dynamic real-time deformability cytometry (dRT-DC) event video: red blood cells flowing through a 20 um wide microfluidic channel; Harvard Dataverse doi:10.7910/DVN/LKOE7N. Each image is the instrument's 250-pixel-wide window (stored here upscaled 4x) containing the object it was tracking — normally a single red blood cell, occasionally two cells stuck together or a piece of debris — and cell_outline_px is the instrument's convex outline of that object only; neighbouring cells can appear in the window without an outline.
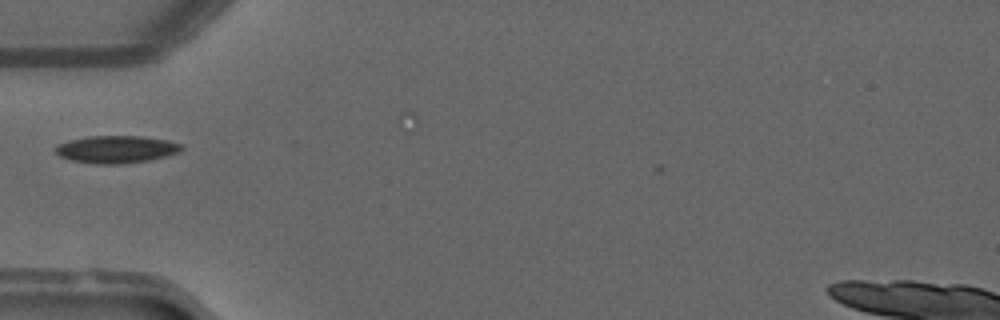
{"species": "common noctule bat (a hibernating species)", "species_latin": "Nyctalus noctula", "temperature_condition": "warm", "stored_images_in_passage": 7, "camera_frame_rate_fps": 3000, "um_per_image_px": 0.085, "animal": {"sex": "male", "forearm_length_mm": 52.5}, "frame": {"image": 1, "passage_image": 2, "time_ms": 0.333, "image_size_px": [1000, 320], "cell_outline_px": [[184, 148], [180, 152], [148, 160], [120, 164], [96, 164], [72, 160], [60, 156], [56, 152], [56, 148], [60, 144], [72, 140], [88, 136], [140, 136], [168, 140], [184, 144]], "centroid_in_image_um": [9.95, 12.69], "position_along_channel_um": 75.0, "area_um2": 19.94}}
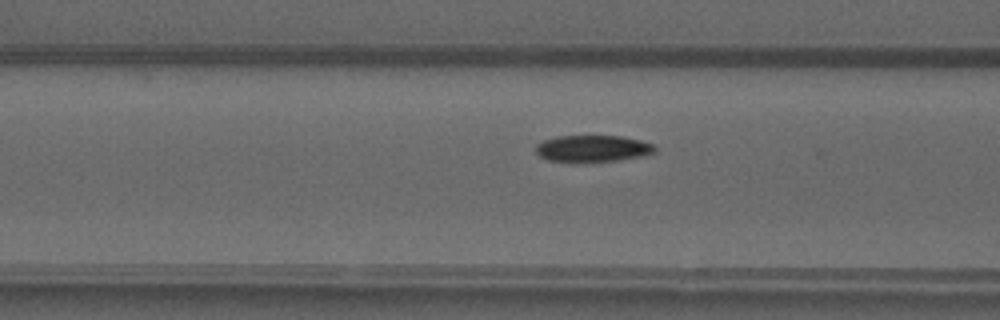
{"frame": {"image": 2, "passage_image": 5, "time_ms": 1.333, "image_size_px": [1000, 320], "cell_outline_px": [[656, 152], [644, 156], [620, 160], [592, 164], [584, 164], [548, 160], [540, 156], [536, 152], [536, 144], [544, 140], [556, 136], [620, 136], [640, 140], [652, 144], [656, 148]], "centroid_in_image_um": [50.38, 12.66], "position_along_channel_um": 116.2, "area_um2": 19.19}}